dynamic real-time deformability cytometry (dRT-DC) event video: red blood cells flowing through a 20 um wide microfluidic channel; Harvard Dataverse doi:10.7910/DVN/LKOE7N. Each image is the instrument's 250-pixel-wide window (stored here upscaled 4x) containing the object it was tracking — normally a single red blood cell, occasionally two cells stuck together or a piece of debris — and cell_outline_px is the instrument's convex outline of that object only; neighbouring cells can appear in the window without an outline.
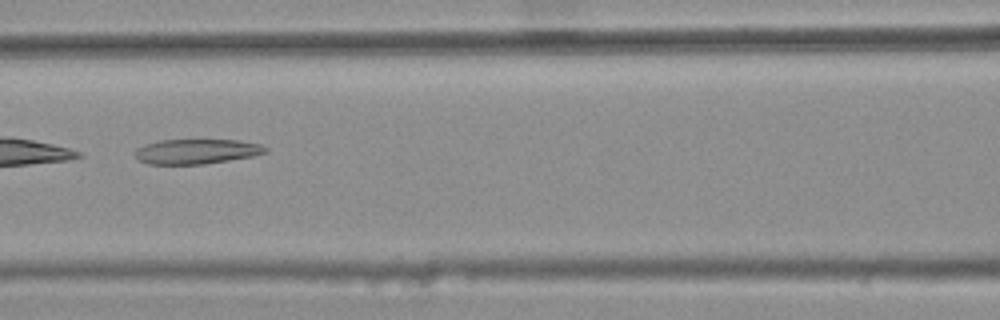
{"species": "common noctule bat (a hibernating species)", "species_latin": "Nyctalus noctula", "temperature_condition": "warm", "stored_images_in_passage": 6, "camera_frame_rate_fps": 3000, "um_per_image_px": 0.085, "animal": {"sex": "female", "body_mass_g": 25.1}, "frame": {"image": 1, "passage_image": 4, "time_ms": 1.0, "image_size_px": [1000, 320], "cell_outline_px": [[268, 152], [252, 156], [204, 164], [148, 164], [140, 160], [132, 152], [136, 148], [144, 144], [160, 140], [236, 140], [260, 144], [268, 148]], "centroid_in_image_um": [16.68, 12.87], "position_along_channel_um": 149.9, "area_um2": 18.9}}
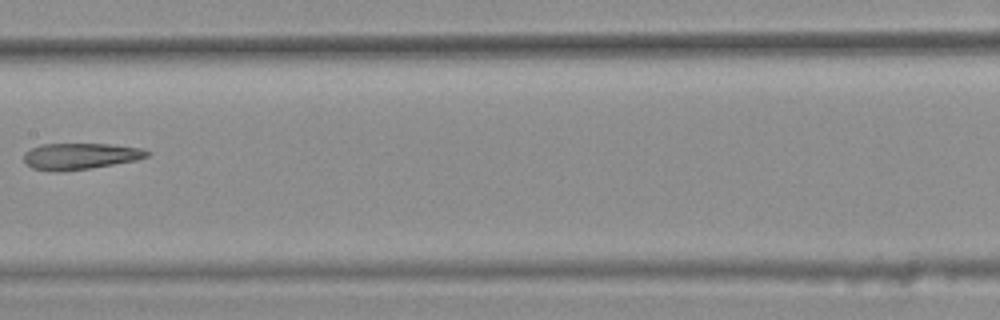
{"frame": {"image": 2, "passage_image": 5, "time_ms": 1.333, "image_size_px": [1000, 320], "cell_outline_px": [[152, 152], [148, 156], [136, 160], [92, 168], [60, 172], [52, 172], [32, 168], [24, 160], [24, 152], [40, 144], [112, 144], [144, 148]], "centroid_in_image_um": [6.84, 13.28], "position_along_channel_um": 200.6, "area_um2": 19.13}}
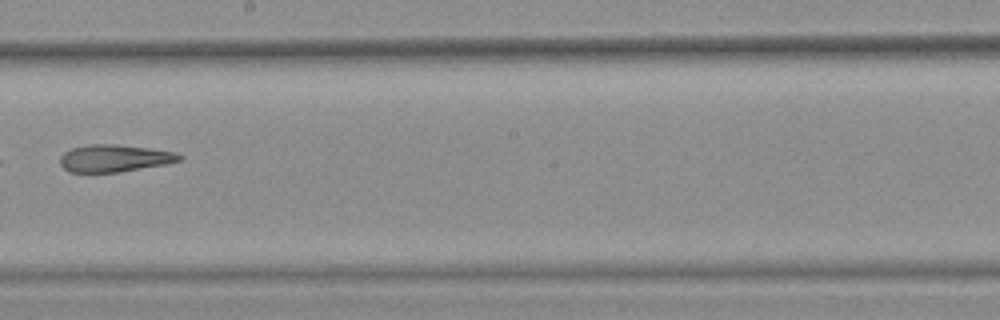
{"frame": {"image": 3, "passage_image": 6, "time_ms": 1.667, "image_size_px": [1000, 320], "cell_outline_px": [[184, 156], [180, 160], [164, 164], [120, 172], [68, 172], [60, 164], [60, 156], [64, 152], [72, 148], [88, 144], [112, 144], [152, 148], [176, 152]], "centroid_in_image_um": [9.72, 13.44], "position_along_channel_um": 238.5, "area_um2": 18.96}}